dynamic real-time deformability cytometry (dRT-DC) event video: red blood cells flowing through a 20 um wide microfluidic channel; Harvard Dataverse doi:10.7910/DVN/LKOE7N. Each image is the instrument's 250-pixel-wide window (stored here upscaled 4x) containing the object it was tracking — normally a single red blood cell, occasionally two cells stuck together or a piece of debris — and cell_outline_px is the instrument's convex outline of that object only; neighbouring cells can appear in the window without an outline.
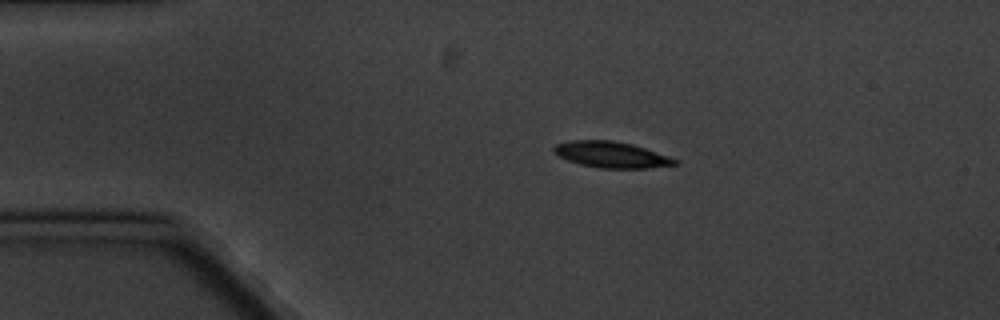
{"species": "common noctule bat (a hibernating species)", "species_latin": "Nyctalus noctula", "temperature_condition": "cold", "stored_images_in_passage": 6, "camera_frame_rate_fps": 3000, "um_per_image_px": 0.085, "animal": {"sex": "male", "body_mass_g": 20.1, "forearm_length_mm": 53.5}, "frame": {"image": 1, "passage_image": 3, "time_ms": 2.333, "image_size_px": [1000, 320], "cell_outline_px": [[680, 164], [648, 168], [596, 168], [580, 164], [568, 160], [552, 152], [552, 148], [556, 144], [572, 140], [612, 140], [632, 144], [680, 160]], "centroid_in_image_um": [51.97, 13.15], "position_along_channel_um": 33.0, "area_um2": 18.44}}